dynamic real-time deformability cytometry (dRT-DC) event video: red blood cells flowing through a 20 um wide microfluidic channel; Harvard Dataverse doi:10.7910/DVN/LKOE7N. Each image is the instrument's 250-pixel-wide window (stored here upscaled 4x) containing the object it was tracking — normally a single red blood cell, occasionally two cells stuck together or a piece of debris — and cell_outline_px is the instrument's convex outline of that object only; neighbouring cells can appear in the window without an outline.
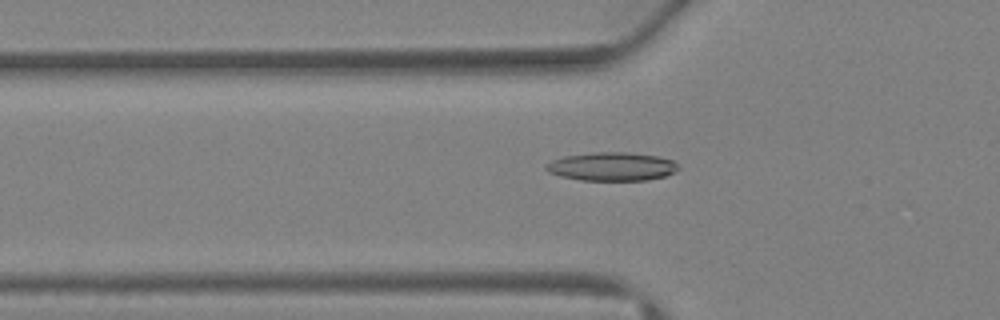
{"species": "Egyptian fruit bat (a non-hibernating species)", "species_latin": "Rousettus aegyptiacus", "temperature_condition": "warm", "stored_images_in_passage": 43, "camera_frame_rate_fps": 3000, "um_per_image_px": 0.085, "animal": {"sex": "female"}, "frame": {"image": 1, "passage_image": 15, "time_ms": 4.667, "image_size_px": [1000, 320], "cell_outline_px": [[680, 168], [664, 176], [648, 180], [580, 180], [560, 176], [548, 172], [544, 168], [544, 164], [552, 160], [564, 156], [592, 152], [628, 152], [656, 156], [672, 160]], "centroid_in_image_um": [51.95, 14.15], "position_along_channel_um": 73.9, "area_um2": 21.96}}
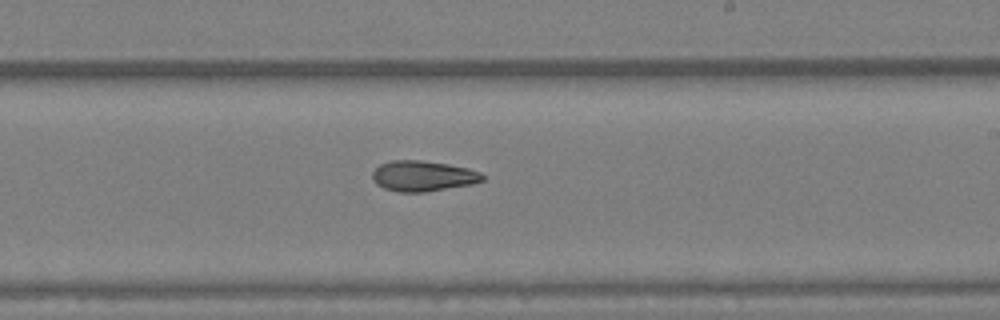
{"frame": {"image": 2, "passage_image": 26, "time_ms": 8.333, "image_size_px": [1000, 320], "cell_outline_px": [[484, 180], [472, 184], [424, 192], [400, 192], [384, 188], [376, 184], [372, 180], [372, 172], [380, 164], [392, 160], [420, 160], [448, 164], [468, 168], [480, 172], [484, 176]], "centroid_in_image_um": [35.94, 14.96], "position_along_channel_um": 253.1, "area_um2": 19.59}}
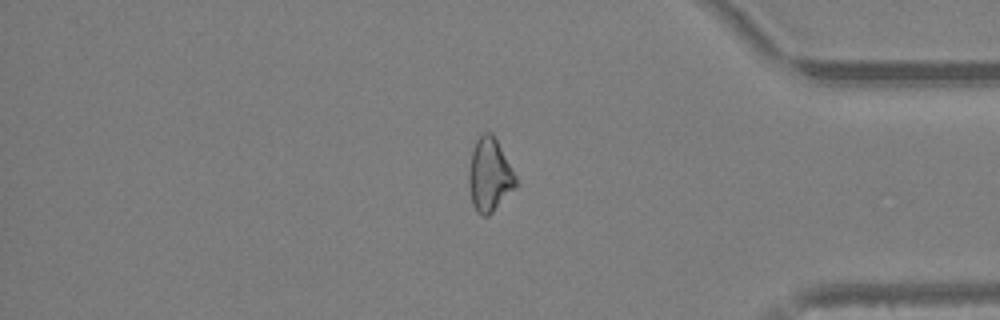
{"frame": {"image": 3, "passage_image": 36, "time_ms": 11.667, "image_size_px": [1000, 320], "cell_outline_px": [[516, 188], [488, 216], [480, 216], [476, 212], [472, 204], [468, 184], [468, 172], [472, 152], [476, 140], [484, 132], [488, 132], [496, 140], [516, 176]], "centroid_in_image_um": [41.59, 14.93], "position_along_channel_um": 393.6, "area_um2": 19.88}, "authors_computed_cell_mechanics": {"area_um2": 20.3456, "velocity_mm_per_s": 4.8779, "shape_relaxation_time_tau1_ms": null, "shape_relaxation_time_tau2_ms": 8.9819, "deformation_change_tau1": null, "deformation_change_tau2": 0.2145}}